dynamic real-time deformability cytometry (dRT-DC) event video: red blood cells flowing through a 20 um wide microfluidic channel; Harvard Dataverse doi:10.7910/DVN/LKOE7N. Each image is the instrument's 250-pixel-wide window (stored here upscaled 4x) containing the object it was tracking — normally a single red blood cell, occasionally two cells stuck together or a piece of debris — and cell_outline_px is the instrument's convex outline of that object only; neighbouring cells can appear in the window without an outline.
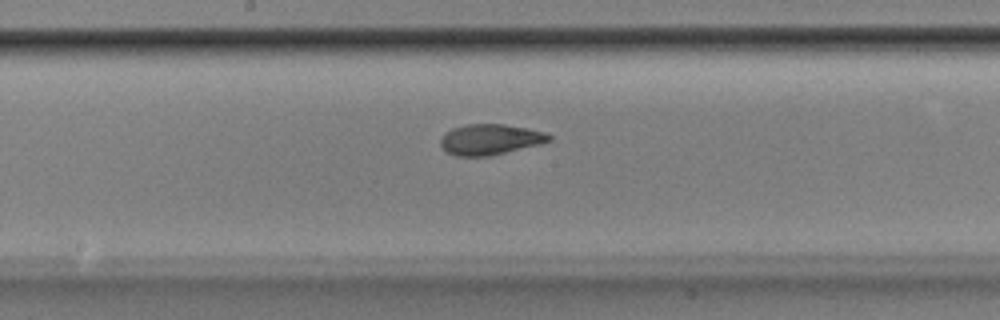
{"species": "Egyptian fruit bat (a non-hibernating species)", "species_latin": "Rousettus aegyptiacus", "temperature_condition": "room temperature", "stored_images_in_passage": 53, "camera_frame_rate_fps": 3000, "um_per_image_px": 0.085, "animal": {"sex": "male"}, "frame": {"image": 1, "passage_image": 28, "time_ms": 9.0, "image_size_px": [1000, 320], "cell_outline_px": [[552, 140], [540, 144], [488, 156], [456, 156], [448, 152], [440, 144], [440, 136], [444, 132], [452, 128], [464, 124], [504, 124], [544, 132], [552, 136]], "centroid_in_image_um": [41.62, 11.84], "position_along_channel_um": 206.6, "area_um2": 19.31}}
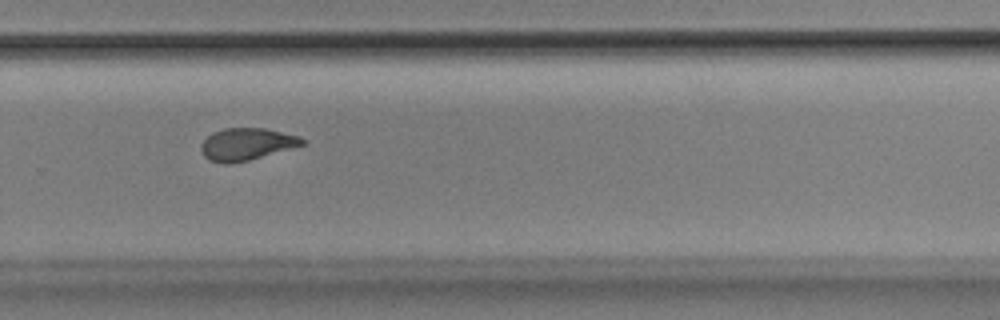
{"frame": {"image": 2, "passage_image": 36, "time_ms": 11.667, "image_size_px": [1000, 320], "cell_outline_px": [[304, 144], [248, 160], [228, 164], [224, 164], [208, 160], [204, 156], [200, 148], [200, 144], [212, 132], [224, 128], [264, 128], [300, 136], [304, 140]], "centroid_in_image_um": [20.9, 12.25], "position_along_channel_um": 308.9, "area_um2": 18.79}}
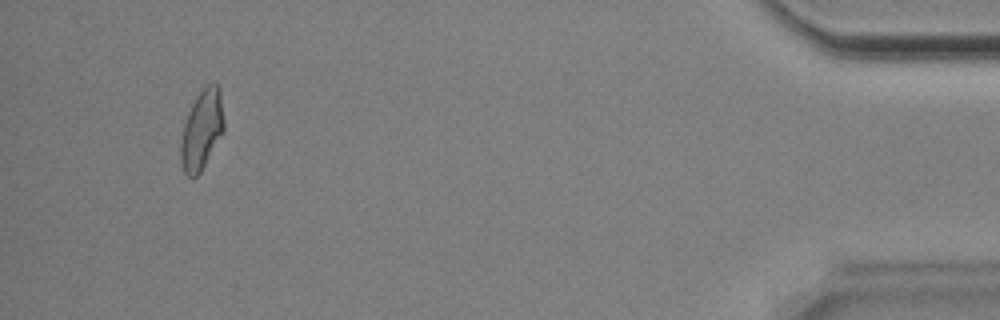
{"frame": {"image": 3, "passage_image": 50, "time_ms": 16.333, "image_size_px": [1000, 320], "cell_outline_px": [[224, 132], [200, 172], [196, 176], [188, 176], [184, 172], [180, 160], [180, 140], [184, 124], [188, 112], [196, 96], [208, 84], [216, 84], [220, 88], [224, 120]], "centroid_in_image_um": [17.15, 11.04], "position_along_channel_um": 418.0, "area_um2": 20.0}, "authors_computed_cell_mechanics": {"area_um2": 19.7676, "velocity_mm_per_s": 3.8627, "shape_relaxation_time_tau1_ms": 5.5539, "shape_relaxation_time_tau2_ms": 1.4963, "deformation_change_tau1": 0.201, "deformation_change_tau2": 0.077}}